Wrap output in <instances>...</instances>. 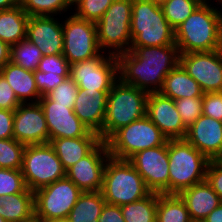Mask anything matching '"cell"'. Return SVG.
I'll return each mask as SVG.
<instances>
[{"label":"cell","mask_w":222,"mask_h":222,"mask_svg":"<svg viewBox=\"0 0 222 222\" xmlns=\"http://www.w3.org/2000/svg\"><path fill=\"white\" fill-rule=\"evenodd\" d=\"M0 222H7L4 217L2 216V214L0 213Z\"/></svg>","instance_id":"54"},{"label":"cell","mask_w":222,"mask_h":222,"mask_svg":"<svg viewBox=\"0 0 222 222\" xmlns=\"http://www.w3.org/2000/svg\"><path fill=\"white\" fill-rule=\"evenodd\" d=\"M101 53L95 22L78 18L73 12L63 20V56L70 65Z\"/></svg>","instance_id":"10"},{"label":"cell","mask_w":222,"mask_h":222,"mask_svg":"<svg viewBox=\"0 0 222 222\" xmlns=\"http://www.w3.org/2000/svg\"><path fill=\"white\" fill-rule=\"evenodd\" d=\"M125 222H156L157 193L120 206Z\"/></svg>","instance_id":"30"},{"label":"cell","mask_w":222,"mask_h":222,"mask_svg":"<svg viewBox=\"0 0 222 222\" xmlns=\"http://www.w3.org/2000/svg\"><path fill=\"white\" fill-rule=\"evenodd\" d=\"M34 77L36 81V86L38 91L40 92L41 97L45 96L47 93L52 91L55 87H57L60 83L64 81V79L69 76H61V75H52L45 72H41L39 70L34 71Z\"/></svg>","instance_id":"41"},{"label":"cell","mask_w":222,"mask_h":222,"mask_svg":"<svg viewBox=\"0 0 222 222\" xmlns=\"http://www.w3.org/2000/svg\"><path fill=\"white\" fill-rule=\"evenodd\" d=\"M25 147L14 138L0 139V168L22 169Z\"/></svg>","instance_id":"34"},{"label":"cell","mask_w":222,"mask_h":222,"mask_svg":"<svg viewBox=\"0 0 222 222\" xmlns=\"http://www.w3.org/2000/svg\"><path fill=\"white\" fill-rule=\"evenodd\" d=\"M10 61V46L0 40V70Z\"/></svg>","instance_id":"46"},{"label":"cell","mask_w":222,"mask_h":222,"mask_svg":"<svg viewBox=\"0 0 222 222\" xmlns=\"http://www.w3.org/2000/svg\"><path fill=\"white\" fill-rule=\"evenodd\" d=\"M130 30L131 47L175 44V30L165 18L162 7L150 0H133Z\"/></svg>","instance_id":"3"},{"label":"cell","mask_w":222,"mask_h":222,"mask_svg":"<svg viewBox=\"0 0 222 222\" xmlns=\"http://www.w3.org/2000/svg\"><path fill=\"white\" fill-rule=\"evenodd\" d=\"M82 191L67 177L34 192L35 214L46 221L66 218Z\"/></svg>","instance_id":"11"},{"label":"cell","mask_w":222,"mask_h":222,"mask_svg":"<svg viewBox=\"0 0 222 222\" xmlns=\"http://www.w3.org/2000/svg\"><path fill=\"white\" fill-rule=\"evenodd\" d=\"M153 3L162 6L167 0H150Z\"/></svg>","instance_id":"51"},{"label":"cell","mask_w":222,"mask_h":222,"mask_svg":"<svg viewBox=\"0 0 222 222\" xmlns=\"http://www.w3.org/2000/svg\"><path fill=\"white\" fill-rule=\"evenodd\" d=\"M67 6L73 11L83 0H66ZM75 5V6H74Z\"/></svg>","instance_id":"49"},{"label":"cell","mask_w":222,"mask_h":222,"mask_svg":"<svg viewBox=\"0 0 222 222\" xmlns=\"http://www.w3.org/2000/svg\"><path fill=\"white\" fill-rule=\"evenodd\" d=\"M100 142L99 134L93 131L85 137L55 138L49 141L65 170L87 156Z\"/></svg>","instance_id":"23"},{"label":"cell","mask_w":222,"mask_h":222,"mask_svg":"<svg viewBox=\"0 0 222 222\" xmlns=\"http://www.w3.org/2000/svg\"><path fill=\"white\" fill-rule=\"evenodd\" d=\"M21 170L27 188L33 192L66 177L50 143L26 145Z\"/></svg>","instance_id":"9"},{"label":"cell","mask_w":222,"mask_h":222,"mask_svg":"<svg viewBox=\"0 0 222 222\" xmlns=\"http://www.w3.org/2000/svg\"><path fill=\"white\" fill-rule=\"evenodd\" d=\"M114 0H83L75 9L74 14L91 22L99 21Z\"/></svg>","instance_id":"36"},{"label":"cell","mask_w":222,"mask_h":222,"mask_svg":"<svg viewBox=\"0 0 222 222\" xmlns=\"http://www.w3.org/2000/svg\"><path fill=\"white\" fill-rule=\"evenodd\" d=\"M119 79L147 93L159 92L164 79L180 63L176 44L130 47L117 56Z\"/></svg>","instance_id":"1"},{"label":"cell","mask_w":222,"mask_h":222,"mask_svg":"<svg viewBox=\"0 0 222 222\" xmlns=\"http://www.w3.org/2000/svg\"><path fill=\"white\" fill-rule=\"evenodd\" d=\"M105 203L101 191L82 192L67 218L70 222H98Z\"/></svg>","instance_id":"28"},{"label":"cell","mask_w":222,"mask_h":222,"mask_svg":"<svg viewBox=\"0 0 222 222\" xmlns=\"http://www.w3.org/2000/svg\"><path fill=\"white\" fill-rule=\"evenodd\" d=\"M98 222H125L120 206L105 203Z\"/></svg>","instance_id":"45"},{"label":"cell","mask_w":222,"mask_h":222,"mask_svg":"<svg viewBox=\"0 0 222 222\" xmlns=\"http://www.w3.org/2000/svg\"><path fill=\"white\" fill-rule=\"evenodd\" d=\"M14 110L0 109V139L14 138Z\"/></svg>","instance_id":"44"},{"label":"cell","mask_w":222,"mask_h":222,"mask_svg":"<svg viewBox=\"0 0 222 222\" xmlns=\"http://www.w3.org/2000/svg\"><path fill=\"white\" fill-rule=\"evenodd\" d=\"M109 157L107 144L101 141L87 156L66 170V177L82 192L101 191L103 172Z\"/></svg>","instance_id":"15"},{"label":"cell","mask_w":222,"mask_h":222,"mask_svg":"<svg viewBox=\"0 0 222 222\" xmlns=\"http://www.w3.org/2000/svg\"><path fill=\"white\" fill-rule=\"evenodd\" d=\"M180 64L204 93L222 92V51L180 54Z\"/></svg>","instance_id":"14"},{"label":"cell","mask_w":222,"mask_h":222,"mask_svg":"<svg viewBox=\"0 0 222 222\" xmlns=\"http://www.w3.org/2000/svg\"><path fill=\"white\" fill-rule=\"evenodd\" d=\"M179 195L187 206L192 222H203L222 202L206 180L183 190Z\"/></svg>","instance_id":"22"},{"label":"cell","mask_w":222,"mask_h":222,"mask_svg":"<svg viewBox=\"0 0 222 222\" xmlns=\"http://www.w3.org/2000/svg\"><path fill=\"white\" fill-rule=\"evenodd\" d=\"M132 4L133 0H114L95 23L97 41L102 52L118 56L130 50Z\"/></svg>","instance_id":"7"},{"label":"cell","mask_w":222,"mask_h":222,"mask_svg":"<svg viewBox=\"0 0 222 222\" xmlns=\"http://www.w3.org/2000/svg\"><path fill=\"white\" fill-rule=\"evenodd\" d=\"M39 103L46 118L49 141L55 138L85 137L90 132L68 105L56 104L46 96H42Z\"/></svg>","instance_id":"17"},{"label":"cell","mask_w":222,"mask_h":222,"mask_svg":"<svg viewBox=\"0 0 222 222\" xmlns=\"http://www.w3.org/2000/svg\"><path fill=\"white\" fill-rule=\"evenodd\" d=\"M78 91L77 83L68 77L45 96L55 101L56 104L68 105L69 108H73Z\"/></svg>","instance_id":"37"},{"label":"cell","mask_w":222,"mask_h":222,"mask_svg":"<svg viewBox=\"0 0 222 222\" xmlns=\"http://www.w3.org/2000/svg\"><path fill=\"white\" fill-rule=\"evenodd\" d=\"M101 193L106 203L121 206L138 201L151 191L128 160L110 156L103 172Z\"/></svg>","instance_id":"5"},{"label":"cell","mask_w":222,"mask_h":222,"mask_svg":"<svg viewBox=\"0 0 222 222\" xmlns=\"http://www.w3.org/2000/svg\"><path fill=\"white\" fill-rule=\"evenodd\" d=\"M14 139L24 145L49 143V131L40 103H21L14 110Z\"/></svg>","instance_id":"16"},{"label":"cell","mask_w":222,"mask_h":222,"mask_svg":"<svg viewBox=\"0 0 222 222\" xmlns=\"http://www.w3.org/2000/svg\"><path fill=\"white\" fill-rule=\"evenodd\" d=\"M128 161L141 175L151 192L169 194L168 141L161 146L139 151Z\"/></svg>","instance_id":"13"},{"label":"cell","mask_w":222,"mask_h":222,"mask_svg":"<svg viewBox=\"0 0 222 222\" xmlns=\"http://www.w3.org/2000/svg\"><path fill=\"white\" fill-rule=\"evenodd\" d=\"M21 222H45L42 218L38 217L36 214H33L30 218L23 220Z\"/></svg>","instance_id":"50"},{"label":"cell","mask_w":222,"mask_h":222,"mask_svg":"<svg viewBox=\"0 0 222 222\" xmlns=\"http://www.w3.org/2000/svg\"><path fill=\"white\" fill-rule=\"evenodd\" d=\"M20 5V0H0V11Z\"/></svg>","instance_id":"48"},{"label":"cell","mask_w":222,"mask_h":222,"mask_svg":"<svg viewBox=\"0 0 222 222\" xmlns=\"http://www.w3.org/2000/svg\"><path fill=\"white\" fill-rule=\"evenodd\" d=\"M202 114L222 121V92H207L203 94Z\"/></svg>","instance_id":"40"},{"label":"cell","mask_w":222,"mask_h":222,"mask_svg":"<svg viewBox=\"0 0 222 222\" xmlns=\"http://www.w3.org/2000/svg\"><path fill=\"white\" fill-rule=\"evenodd\" d=\"M22 9L29 16H56L70 10L66 0H20Z\"/></svg>","instance_id":"33"},{"label":"cell","mask_w":222,"mask_h":222,"mask_svg":"<svg viewBox=\"0 0 222 222\" xmlns=\"http://www.w3.org/2000/svg\"><path fill=\"white\" fill-rule=\"evenodd\" d=\"M46 222H70V221L66 217V218H61V219H57V220H53V221H46Z\"/></svg>","instance_id":"52"},{"label":"cell","mask_w":222,"mask_h":222,"mask_svg":"<svg viewBox=\"0 0 222 222\" xmlns=\"http://www.w3.org/2000/svg\"><path fill=\"white\" fill-rule=\"evenodd\" d=\"M168 141L147 115L115 131L105 142L111 157L128 160L135 153Z\"/></svg>","instance_id":"8"},{"label":"cell","mask_w":222,"mask_h":222,"mask_svg":"<svg viewBox=\"0 0 222 222\" xmlns=\"http://www.w3.org/2000/svg\"><path fill=\"white\" fill-rule=\"evenodd\" d=\"M21 102L6 79L0 74V109L15 110Z\"/></svg>","instance_id":"42"},{"label":"cell","mask_w":222,"mask_h":222,"mask_svg":"<svg viewBox=\"0 0 222 222\" xmlns=\"http://www.w3.org/2000/svg\"><path fill=\"white\" fill-rule=\"evenodd\" d=\"M169 194L206 180L210 160L185 139H168Z\"/></svg>","instance_id":"4"},{"label":"cell","mask_w":222,"mask_h":222,"mask_svg":"<svg viewBox=\"0 0 222 222\" xmlns=\"http://www.w3.org/2000/svg\"><path fill=\"white\" fill-rule=\"evenodd\" d=\"M159 92L173 100L203 97L204 94L197 81L187 73L180 63L166 76Z\"/></svg>","instance_id":"25"},{"label":"cell","mask_w":222,"mask_h":222,"mask_svg":"<svg viewBox=\"0 0 222 222\" xmlns=\"http://www.w3.org/2000/svg\"><path fill=\"white\" fill-rule=\"evenodd\" d=\"M37 70L52 75L69 76L70 64L63 54L43 56Z\"/></svg>","instance_id":"39"},{"label":"cell","mask_w":222,"mask_h":222,"mask_svg":"<svg viewBox=\"0 0 222 222\" xmlns=\"http://www.w3.org/2000/svg\"><path fill=\"white\" fill-rule=\"evenodd\" d=\"M16 193H34L24 181L22 170L0 168V197Z\"/></svg>","instance_id":"35"},{"label":"cell","mask_w":222,"mask_h":222,"mask_svg":"<svg viewBox=\"0 0 222 222\" xmlns=\"http://www.w3.org/2000/svg\"><path fill=\"white\" fill-rule=\"evenodd\" d=\"M204 0H167L161 7L168 23L175 30Z\"/></svg>","instance_id":"32"},{"label":"cell","mask_w":222,"mask_h":222,"mask_svg":"<svg viewBox=\"0 0 222 222\" xmlns=\"http://www.w3.org/2000/svg\"><path fill=\"white\" fill-rule=\"evenodd\" d=\"M184 139L209 160L222 157V121L202 114L187 128Z\"/></svg>","instance_id":"20"},{"label":"cell","mask_w":222,"mask_h":222,"mask_svg":"<svg viewBox=\"0 0 222 222\" xmlns=\"http://www.w3.org/2000/svg\"><path fill=\"white\" fill-rule=\"evenodd\" d=\"M216 3L218 4V5H220V6H222V0H216Z\"/></svg>","instance_id":"55"},{"label":"cell","mask_w":222,"mask_h":222,"mask_svg":"<svg viewBox=\"0 0 222 222\" xmlns=\"http://www.w3.org/2000/svg\"><path fill=\"white\" fill-rule=\"evenodd\" d=\"M220 43H222V7H221V29H220Z\"/></svg>","instance_id":"53"},{"label":"cell","mask_w":222,"mask_h":222,"mask_svg":"<svg viewBox=\"0 0 222 222\" xmlns=\"http://www.w3.org/2000/svg\"><path fill=\"white\" fill-rule=\"evenodd\" d=\"M29 15L21 5L0 11V40L9 46L26 38Z\"/></svg>","instance_id":"26"},{"label":"cell","mask_w":222,"mask_h":222,"mask_svg":"<svg viewBox=\"0 0 222 222\" xmlns=\"http://www.w3.org/2000/svg\"><path fill=\"white\" fill-rule=\"evenodd\" d=\"M58 20L55 16L29 17L26 39L34 43L43 56L63 54V20Z\"/></svg>","instance_id":"19"},{"label":"cell","mask_w":222,"mask_h":222,"mask_svg":"<svg viewBox=\"0 0 222 222\" xmlns=\"http://www.w3.org/2000/svg\"><path fill=\"white\" fill-rule=\"evenodd\" d=\"M174 102L187 128L202 115V97L181 98Z\"/></svg>","instance_id":"38"},{"label":"cell","mask_w":222,"mask_h":222,"mask_svg":"<svg viewBox=\"0 0 222 222\" xmlns=\"http://www.w3.org/2000/svg\"><path fill=\"white\" fill-rule=\"evenodd\" d=\"M42 57L41 50L26 38L10 46V61L28 71H36Z\"/></svg>","instance_id":"31"},{"label":"cell","mask_w":222,"mask_h":222,"mask_svg":"<svg viewBox=\"0 0 222 222\" xmlns=\"http://www.w3.org/2000/svg\"><path fill=\"white\" fill-rule=\"evenodd\" d=\"M206 181L222 200V162L219 160H210L207 168Z\"/></svg>","instance_id":"43"},{"label":"cell","mask_w":222,"mask_h":222,"mask_svg":"<svg viewBox=\"0 0 222 222\" xmlns=\"http://www.w3.org/2000/svg\"><path fill=\"white\" fill-rule=\"evenodd\" d=\"M109 92L110 90L86 92V89L79 88L73 107L75 115L90 131L98 133L101 141H103V123Z\"/></svg>","instance_id":"21"},{"label":"cell","mask_w":222,"mask_h":222,"mask_svg":"<svg viewBox=\"0 0 222 222\" xmlns=\"http://www.w3.org/2000/svg\"><path fill=\"white\" fill-rule=\"evenodd\" d=\"M21 103H38L41 98L36 86L34 72L9 61L0 70Z\"/></svg>","instance_id":"24"},{"label":"cell","mask_w":222,"mask_h":222,"mask_svg":"<svg viewBox=\"0 0 222 222\" xmlns=\"http://www.w3.org/2000/svg\"><path fill=\"white\" fill-rule=\"evenodd\" d=\"M0 213L7 222H21L35 214L34 193H16L0 197Z\"/></svg>","instance_id":"27"},{"label":"cell","mask_w":222,"mask_h":222,"mask_svg":"<svg viewBox=\"0 0 222 222\" xmlns=\"http://www.w3.org/2000/svg\"><path fill=\"white\" fill-rule=\"evenodd\" d=\"M146 115L167 139H184L187 127L179 115L173 99L160 92L149 93Z\"/></svg>","instance_id":"18"},{"label":"cell","mask_w":222,"mask_h":222,"mask_svg":"<svg viewBox=\"0 0 222 222\" xmlns=\"http://www.w3.org/2000/svg\"><path fill=\"white\" fill-rule=\"evenodd\" d=\"M156 222H192L179 194H158Z\"/></svg>","instance_id":"29"},{"label":"cell","mask_w":222,"mask_h":222,"mask_svg":"<svg viewBox=\"0 0 222 222\" xmlns=\"http://www.w3.org/2000/svg\"><path fill=\"white\" fill-rule=\"evenodd\" d=\"M69 77L86 92L111 90L119 79L117 56L102 52L93 59L70 65Z\"/></svg>","instance_id":"12"},{"label":"cell","mask_w":222,"mask_h":222,"mask_svg":"<svg viewBox=\"0 0 222 222\" xmlns=\"http://www.w3.org/2000/svg\"><path fill=\"white\" fill-rule=\"evenodd\" d=\"M149 93L118 79L107 96L103 141L115 131L146 115Z\"/></svg>","instance_id":"6"},{"label":"cell","mask_w":222,"mask_h":222,"mask_svg":"<svg viewBox=\"0 0 222 222\" xmlns=\"http://www.w3.org/2000/svg\"><path fill=\"white\" fill-rule=\"evenodd\" d=\"M215 1L212 0V3L211 0H204L175 29V44L180 54L221 49V7Z\"/></svg>","instance_id":"2"},{"label":"cell","mask_w":222,"mask_h":222,"mask_svg":"<svg viewBox=\"0 0 222 222\" xmlns=\"http://www.w3.org/2000/svg\"><path fill=\"white\" fill-rule=\"evenodd\" d=\"M203 222H222V202L203 220Z\"/></svg>","instance_id":"47"}]
</instances>
